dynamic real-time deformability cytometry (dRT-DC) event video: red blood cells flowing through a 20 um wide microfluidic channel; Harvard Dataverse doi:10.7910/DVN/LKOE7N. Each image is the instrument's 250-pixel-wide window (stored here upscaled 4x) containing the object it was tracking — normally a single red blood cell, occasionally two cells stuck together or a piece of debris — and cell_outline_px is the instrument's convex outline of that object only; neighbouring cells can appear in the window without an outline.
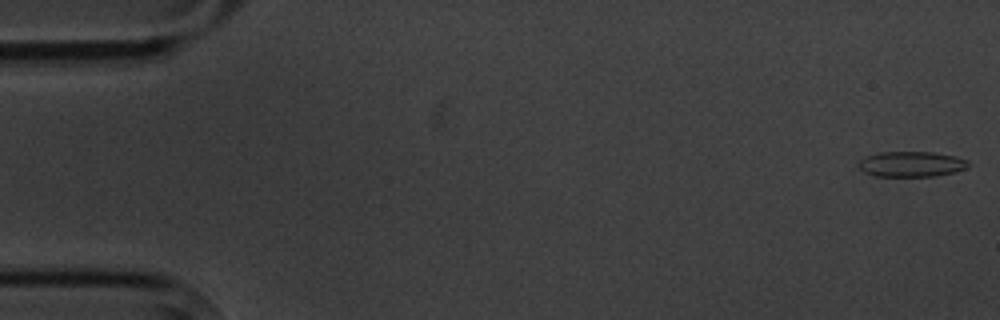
{"species": "common noctule bat (a hibernating species)", "species_latin": "Nyctalus noctula", "temperature_condition": "cold", "stored_images_in_passage": 15, "camera_frame_rate_fps": 3000, "um_per_image_px": 0.085, "animal": {"sex": "male", "body_mass_g": 20.1, "forearm_length_mm": 53.5}, "frame": {"image": 1, "passage_image": 1, "time_ms": 0.0, "image_size_px": [1000, 320], "cell_outline_px": [[968, 164], [964, 168], [952, 172], [936, 176], [872, 176], [864, 172], [860, 168], [860, 160], [868, 156], [880, 152], [932, 152], [956, 156], [968, 160]], "centroid_in_image_um": [77.46, 13.95], "position_along_channel_um": 7.5, "area_um2": 16.01}}
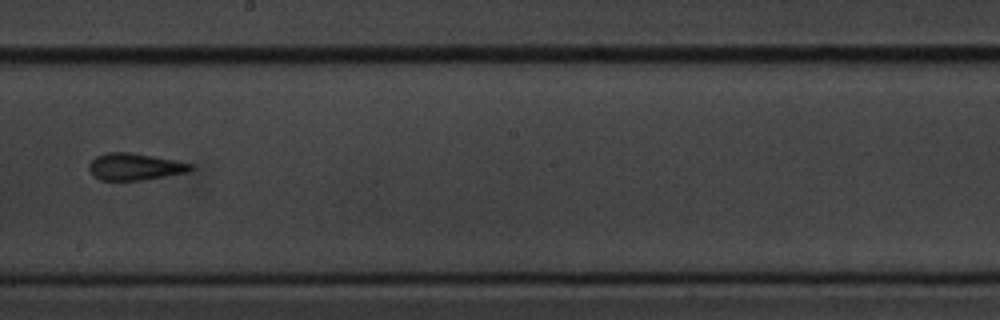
{"frame": {"image": 2, "passage_image": 9, "time_ms": 10.333, "image_size_px": [1000, 320], "cell_outline_px": [[192, 168], [188, 172], [144, 180], [100, 180], [92, 176], [88, 168], [88, 164], [96, 156], [108, 152], [128, 152], [152, 156], [192, 164]], "centroid_in_image_um": [11.4, 14.18], "position_along_channel_um": 236.8, "area_um2": 15.84}}
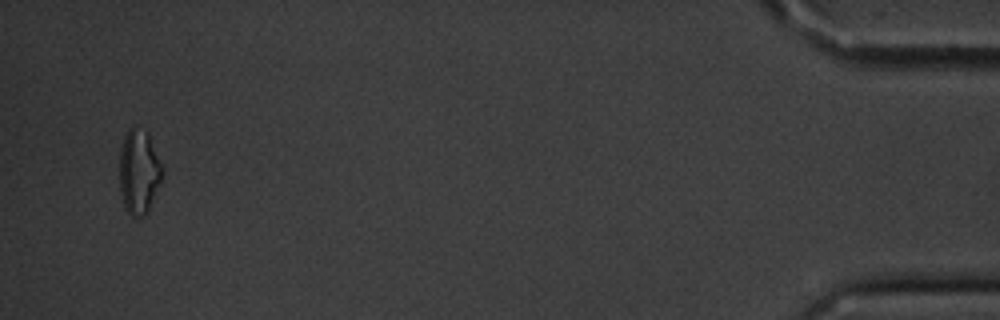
{"frame": {"image": 3, "passage_image": 15, "time_ms": 18.0, "image_size_px": [1000, 320], "cell_outline_px": [[164, 172], [160, 184], [148, 212], [144, 216], [132, 216], [124, 208], [120, 192], [120, 148], [124, 136], [128, 128], [132, 124], [148, 132], [164, 168]], "centroid_in_image_um": [11.82, 14.57], "position_along_channel_um": 423.4, "area_um2": 21.56}, "authors_computed_cell_mechanics": {"area_um2": 16.2418, "velocity_mm_per_s": 3.5114, "shape_relaxation_time_tau1_ms": null, "shape_relaxation_time_tau2_ms": 3.312, "deformation_change_tau1": null, "deformation_change_tau2": 0.1258}}